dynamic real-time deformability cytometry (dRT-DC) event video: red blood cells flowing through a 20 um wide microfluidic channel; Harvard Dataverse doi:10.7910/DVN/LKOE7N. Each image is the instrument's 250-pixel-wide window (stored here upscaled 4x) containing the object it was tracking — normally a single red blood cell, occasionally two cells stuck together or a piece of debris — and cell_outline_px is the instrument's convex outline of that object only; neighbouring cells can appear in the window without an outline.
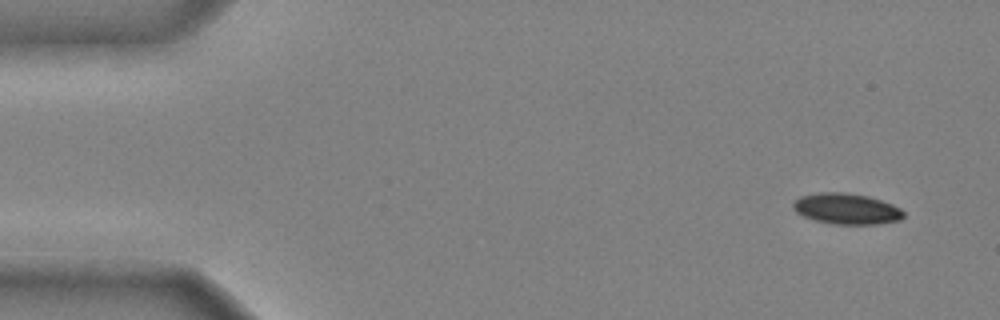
{"species": "common noctule bat (a hibernating species)", "species_latin": "Nyctalus noctula", "temperature_condition": "cold", "stored_images_in_passage": 48, "camera_frame_rate_fps": 3000, "um_per_image_px": 0.085, "animal": {"sex": "male", "body_mass_g": 20.4}, "frame": {"image": 1, "passage_image": 3, "time_ms": 0.667, "image_size_px": [1000, 320], "cell_outline_px": [[904, 216], [900, 220], [876, 224], [832, 224], [816, 220], [804, 216], [796, 212], [792, 208], [792, 200], [800, 196], [820, 192], [844, 192], [868, 196], [892, 204], [900, 208], [904, 212]], "centroid_in_image_um": [71.92, 17.74], "position_along_channel_um": 13.1, "area_um2": 19.94}}
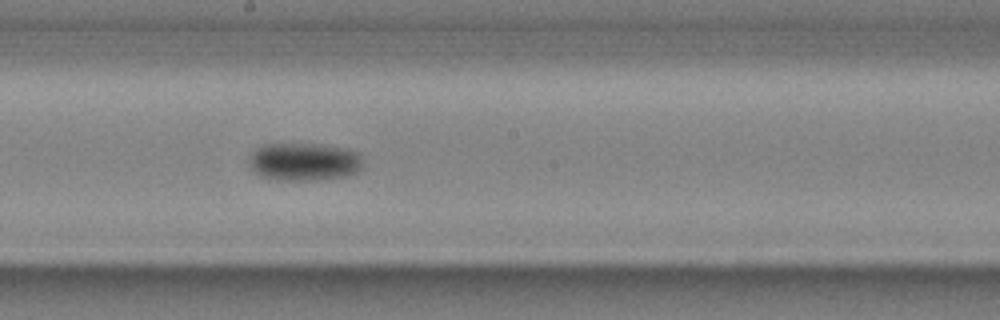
{"frame": {"image": 2, "passage_image": 27, "time_ms": 8.667, "image_size_px": [1000, 320], "cell_outline_px": [[364, 160], [360, 168], [356, 172], [348, 176], [320, 180], [276, 180], [260, 176], [252, 168], [252, 152], [256, 148], [264, 144], [320, 144], [348, 148], [360, 152]], "centroid_in_image_um": [25.93, 13.75], "position_along_channel_um": 222.3, "area_um2": 25.37}}
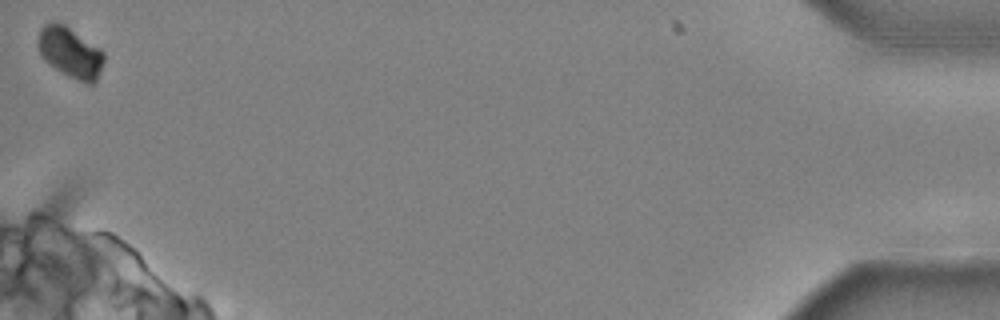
{"frame": {"image": 3, "passage_image": 48, "time_ms": 15.667, "image_size_px": [1000, 320], "cell_outline_px": [[104, 60], [96, 80], [92, 84], [88, 84], [76, 80], [60, 72], [44, 60], [40, 56], [36, 44], [36, 40], [40, 28], [44, 24], [52, 20], [56, 20], [64, 24], [100, 48], [104, 52]], "centroid_in_image_um": [5.92, 4.43], "position_along_channel_um": 429.3, "area_um2": 19.83}, "authors_computed_cell_mechanics": {"area_um2": 21.5594, "velocity_mm_per_s": 3.9624, "shape_relaxation_time_tau1_ms": 2.2595, "shape_relaxation_time_tau2_ms": null, "deformation_change_tau1": 0.1167, "deformation_change_tau2": null}}